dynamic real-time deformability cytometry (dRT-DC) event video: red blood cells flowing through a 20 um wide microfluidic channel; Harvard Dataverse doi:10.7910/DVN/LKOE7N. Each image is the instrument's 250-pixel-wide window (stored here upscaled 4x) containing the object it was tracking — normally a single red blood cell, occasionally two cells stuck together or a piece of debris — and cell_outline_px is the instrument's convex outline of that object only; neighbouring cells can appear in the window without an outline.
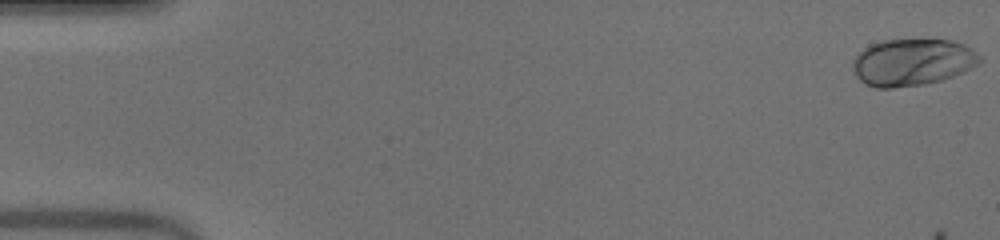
{"species": "human", "species_latin": "Homo sapiens", "temperature_condition": "warm", "stored_images_in_passage": 51, "camera_frame_rate_fps": 3000, "um_per_image_px": 0.085, "donor": {"sex": "male"}, "frame": {"image": 1, "passage_image": 1, "time_ms": 0.0, "image_size_px": [1000, 240], "cell_outline_px": [[980, 64], [964, 72], [940, 80], [924, 84], [892, 88], [876, 88], [864, 84], [856, 76], [852, 68], [852, 60], [868, 44], [880, 40], [952, 40], [964, 44], [972, 48], [980, 56]], "centroid_in_image_um": [77.53, 5.29], "position_along_channel_um": 7.5, "area_um2": 34.97}}
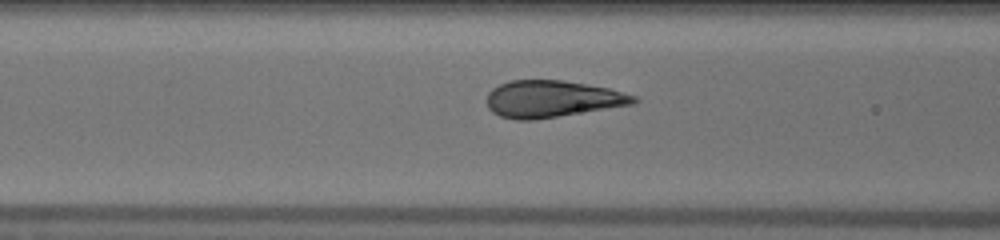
{"frame": {"image": 2, "passage_image": 21, "time_ms": 6.667, "image_size_px": [1000, 240], "cell_outline_px": [[640, 100], [636, 104], [532, 120], [516, 120], [500, 116], [492, 112], [488, 108], [488, 92], [492, 88], [508, 80], [564, 80], [608, 88], [636, 96]], "centroid_in_image_um": [46.94, 8.41], "position_along_channel_um": 119.7, "area_um2": 31.56}}
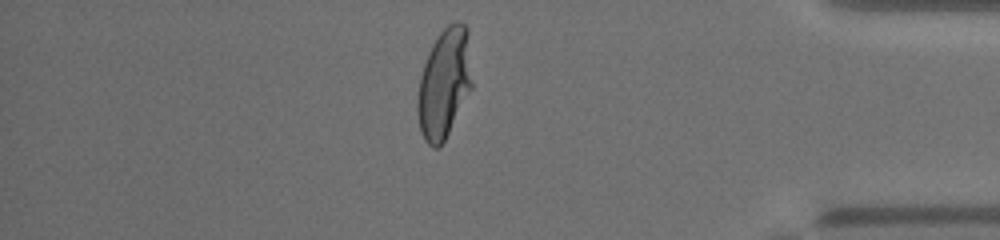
{"frame": {"image": 3, "passage_image": 44, "time_ms": 14.333, "image_size_px": [1000, 240], "cell_outline_px": [[472, 88], [440, 148], [432, 148], [424, 140], [420, 132], [416, 108], [416, 100], [420, 76], [428, 52], [432, 44], [440, 32], [448, 24], [456, 20], [464, 24], [468, 28], [472, 84]], "centroid_in_image_um": [37.75, 7.09], "position_along_channel_um": 397.5, "area_um2": 35.2}, "authors_computed_cell_mechanics": {"area_um2": 33.1772, "velocity_mm_per_s": 4.0431, "shape_relaxation_time_tau1_ms": 3.824, "shape_relaxation_time_tau2_ms": null, "deformation_change_tau1": 0.2179, "deformation_change_tau2": null}}